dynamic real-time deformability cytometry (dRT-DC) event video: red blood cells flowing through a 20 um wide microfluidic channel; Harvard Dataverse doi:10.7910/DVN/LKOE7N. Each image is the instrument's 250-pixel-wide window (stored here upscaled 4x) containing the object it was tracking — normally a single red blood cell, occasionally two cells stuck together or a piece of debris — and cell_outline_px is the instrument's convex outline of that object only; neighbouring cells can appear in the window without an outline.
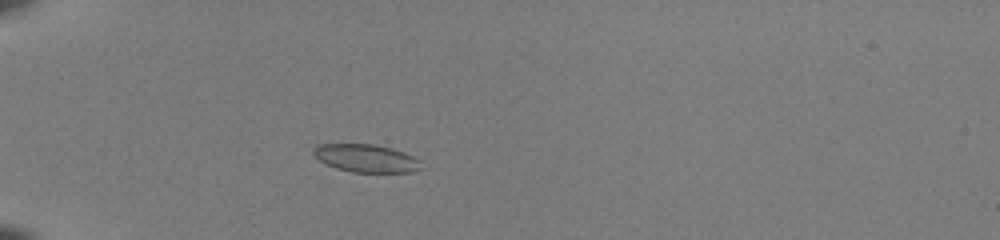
{"species": "common noctule bat (a hibernating species)", "species_latin": "Nyctalus noctula", "temperature_condition": "room temperature", "stored_images_in_passage": 48, "camera_frame_rate_fps": 3000, "um_per_image_px": 0.085, "animal": {"sex": "female", "body_mass_g": 22.0, "forearm_length_mm": 56.7}, "frame": {"image": 1, "passage_image": 14, "time_ms": 4.333, "image_size_px": [1000, 240], "cell_outline_px": [[424, 168], [412, 172], [352, 172], [336, 168], [320, 160], [312, 152], [312, 148], [316, 144], [372, 144], [392, 148], [404, 152], [412, 156]], "centroid_in_image_um": [31.1, 13.44], "position_along_channel_um": 53.9, "area_um2": 17.4}}
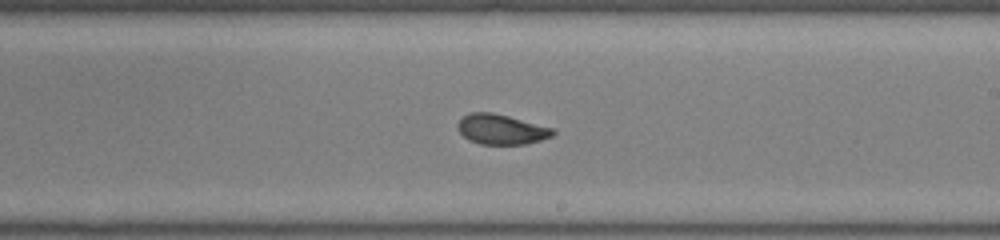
{"frame": {"image": 2, "passage_image": 30, "time_ms": 9.667, "image_size_px": [1000, 240], "cell_outline_px": [[556, 132], [552, 136], [540, 140], [524, 144], [480, 144], [468, 140], [456, 128], [456, 124], [468, 112], [492, 112], [556, 128]], "centroid_in_image_um": [42.61, 10.99], "position_along_channel_um": 246.4, "area_um2": 16.82}}
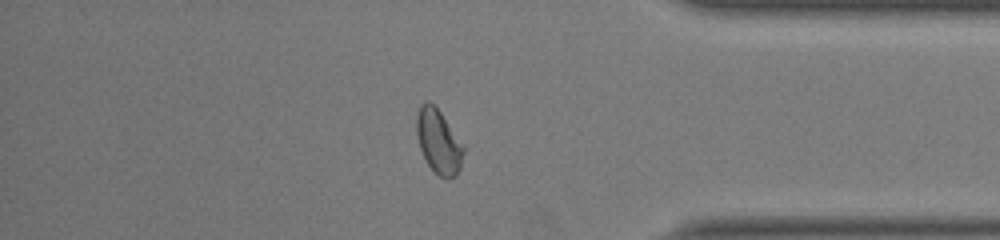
{"frame": {"image": 3, "passage_image": 42, "time_ms": 13.667, "image_size_px": [1000, 240], "cell_outline_px": [[464, 152], [460, 168], [456, 176], [440, 176], [428, 164], [420, 148], [416, 132], [416, 116], [420, 104], [424, 100], [428, 100], [440, 112], [464, 144]], "centroid_in_image_um": [37.27, 11.98], "position_along_channel_um": 397.9, "area_um2": 17.34}, "authors_computed_cell_mechanics": {"area_um2": 17.5712, "velocity_mm_per_s": 4.0809, "shape_relaxation_time_tau1_ms": 4.5661, "shape_relaxation_time_tau2_ms": 0.7425, "deformation_change_tau1": 0.1581, "deformation_change_tau2": 0.0568}}